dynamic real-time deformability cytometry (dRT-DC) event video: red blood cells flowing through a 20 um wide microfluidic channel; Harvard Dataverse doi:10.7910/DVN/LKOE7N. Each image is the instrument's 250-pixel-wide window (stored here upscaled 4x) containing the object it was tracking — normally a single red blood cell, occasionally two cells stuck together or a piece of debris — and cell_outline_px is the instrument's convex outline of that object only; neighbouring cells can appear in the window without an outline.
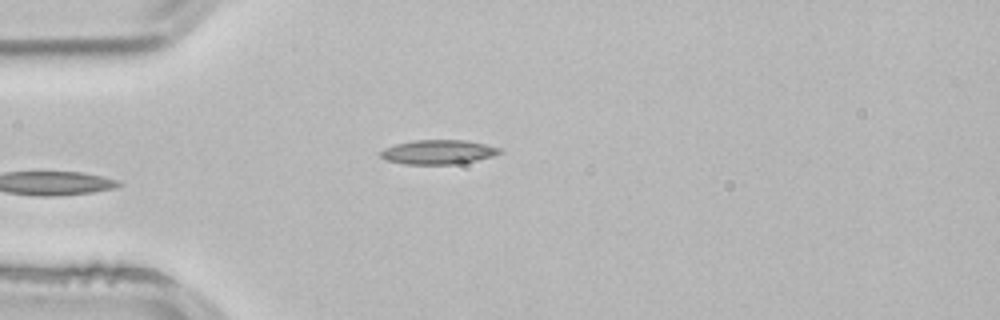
{"species": "common noctule bat (a hibernating species)", "species_latin": "Nyctalus noctula", "temperature_condition": "room temperature", "stored_images_in_passage": 3, "camera_frame_rate_fps": 3000, "um_per_image_px": 0.085, "animal": {"sex": "male", "body_mass_g": 21.5, "forearm_length_mm": 52.0}, "frame": {"image": 1, "passage_image": 3, "time_ms": 0.667, "image_size_px": [1000, 320], "cell_outline_px": [[504, 152], [492, 156], [476, 160], [452, 164], [404, 164], [384, 160], [380, 156], [380, 152], [384, 148], [396, 144], [416, 140], [464, 140], [484, 144], [500, 148]], "centroid_in_image_um": [37.22, 12.92], "position_along_channel_um": 47.8, "area_um2": 16.76}}